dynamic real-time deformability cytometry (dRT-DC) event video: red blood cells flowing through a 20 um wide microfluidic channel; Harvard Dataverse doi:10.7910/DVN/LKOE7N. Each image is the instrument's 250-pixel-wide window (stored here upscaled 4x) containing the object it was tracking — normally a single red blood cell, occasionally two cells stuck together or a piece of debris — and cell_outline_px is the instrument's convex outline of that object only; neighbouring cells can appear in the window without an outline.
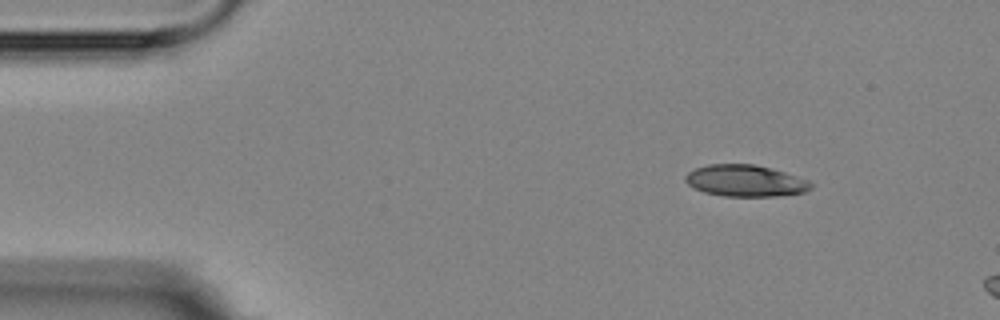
{"species": "Egyptian fruit bat (a non-hibernating species)", "species_latin": "Rousettus aegyptiacus", "temperature_condition": "room temperature", "stored_images_in_passage": 3, "camera_frame_rate_fps": 3000, "um_per_image_px": 0.085, "animal": {"sex": "female"}, "frame": {"image": 1, "passage_image": 1, "time_ms": 0.0, "image_size_px": [1000, 320], "cell_outline_px": [[812, 188], [804, 192], [776, 196], [724, 196], [704, 192], [688, 184], [684, 180], [684, 176], [688, 172], [696, 168], [708, 164], [752, 164], [772, 168], [808, 180], [812, 184]], "centroid_in_image_um": [63.34, 15.36], "position_along_channel_um": 21.7, "area_um2": 23.0}}